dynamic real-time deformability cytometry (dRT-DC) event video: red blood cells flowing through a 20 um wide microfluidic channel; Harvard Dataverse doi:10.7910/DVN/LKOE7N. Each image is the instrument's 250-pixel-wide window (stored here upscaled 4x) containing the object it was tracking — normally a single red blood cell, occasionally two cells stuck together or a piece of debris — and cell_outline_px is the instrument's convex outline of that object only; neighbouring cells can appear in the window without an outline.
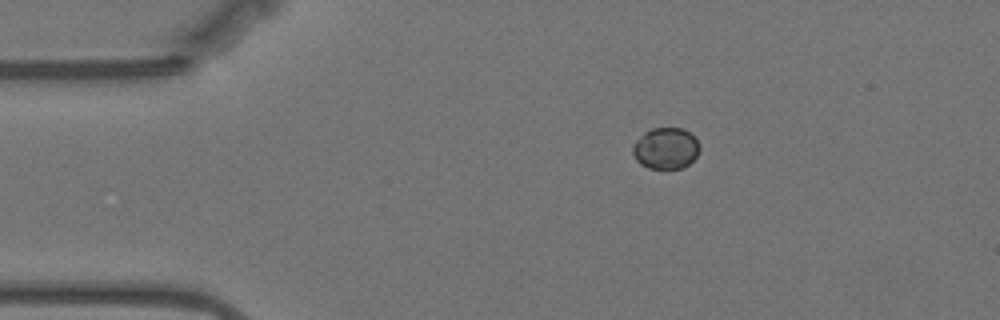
{"species": "Egyptian fruit bat (a non-hibernating species)", "species_latin": "Rousettus aegyptiacus", "temperature_condition": "warm", "stored_images_in_passage": 48, "camera_frame_rate_fps": 3000, "um_per_image_px": 0.085, "animal": {"sex": "female"}, "frame": {"image": 1, "passage_image": 1, "time_ms": 0.0, "image_size_px": [1000, 320], "cell_outline_px": [[700, 148], [696, 156], [688, 164], [680, 168], [648, 168], [640, 164], [636, 160], [632, 152], [632, 144], [644, 132], [652, 128], [680, 128], [688, 132], [700, 144]], "centroid_in_image_um": [56.55, 12.6], "position_along_channel_um": 28.4, "area_um2": 16.01}}
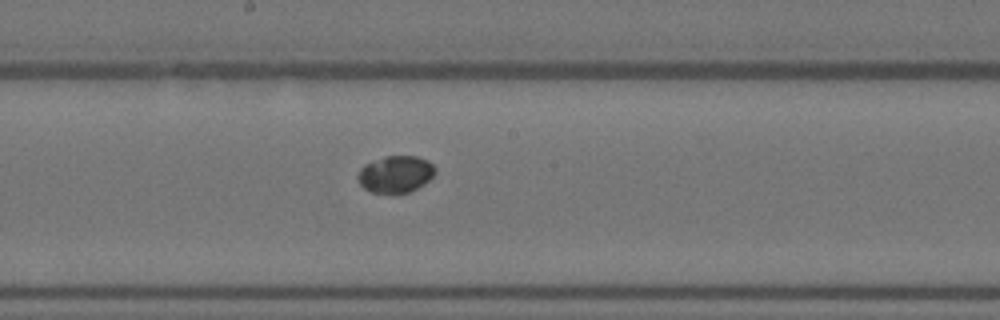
{"frame": {"image": 2, "passage_image": 21, "time_ms": 6.667, "image_size_px": [1000, 320], "cell_outline_px": [[436, 172], [424, 184], [408, 192], [392, 196], [372, 192], [364, 188], [356, 180], [356, 176], [360, 168], [364, 164], [384, 156], [416, 156], [428, 160], [436, 168]], "centroid_in_image_um": [33.59, 14.83], "position_along_channel_um": 214.6, "area_um2": 17.11}}
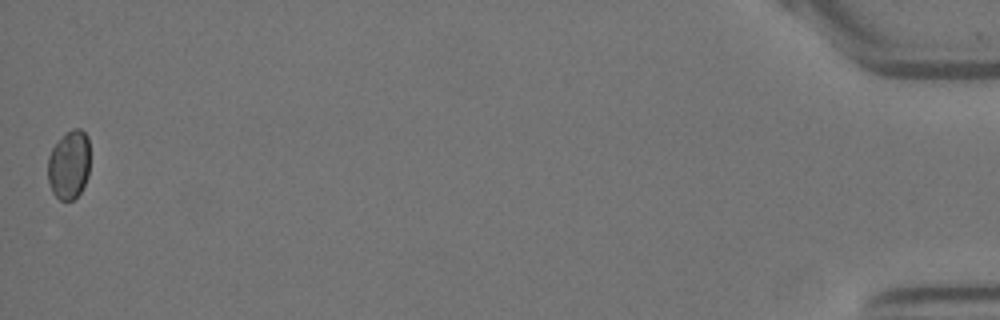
{"frame": {"image": 3, "passage_image": 48, "time_ms": 15.667, "image_size_px": [1000, 320], "cell_outline_px": [[88, 176], [80, 192], [72, 200], [60, 200], [52, 192], [48, 180], [48, 156], [52, 148], [72, 128], [80, 128], [88, 136]], "centroid_in_image_um": [5.86, 14.01], "position_along_channel_um": 429.3, "area_um2": 16.65}}